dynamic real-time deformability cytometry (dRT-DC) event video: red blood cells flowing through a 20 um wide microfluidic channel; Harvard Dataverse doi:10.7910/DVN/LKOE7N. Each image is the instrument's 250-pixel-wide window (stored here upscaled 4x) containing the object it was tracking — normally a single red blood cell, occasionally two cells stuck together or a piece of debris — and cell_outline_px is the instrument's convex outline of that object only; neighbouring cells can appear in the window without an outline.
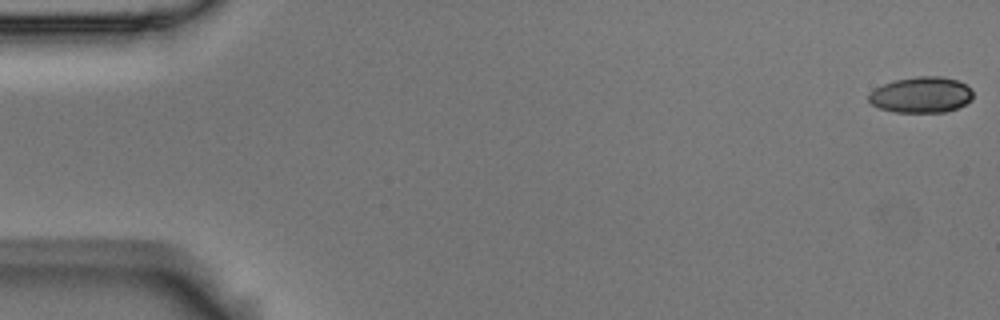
{"species": "Egyptian fruit bat (a non-hibernating species)", "species_latin": "Rousettus aegyptiacus", "temperature_condition": "room temperature", "stored_images_in_passage": 6, "camera_frame_rate_fps": 3000, "um_per_image_px": 0.085, "animal": {"sex": "male"}, "frame": {"image": 1, "passage_image": 1, "time_ms": 0.0, "image_size_px": [1000, 320], "cell_outline_px": [[972, 100], [956, 108], [944, 112], [896, 112], [880, 108], [872, 104], [868, 100], [868, 92], [884, 84], [896, 80], [916, 76], [940, 76], [956, 80], [964, 84], [972, 92]], "centroid_in_image_um": [78.27, 8.06], "position_along_channel_um": 6.7, "area_um2": 21.62}}
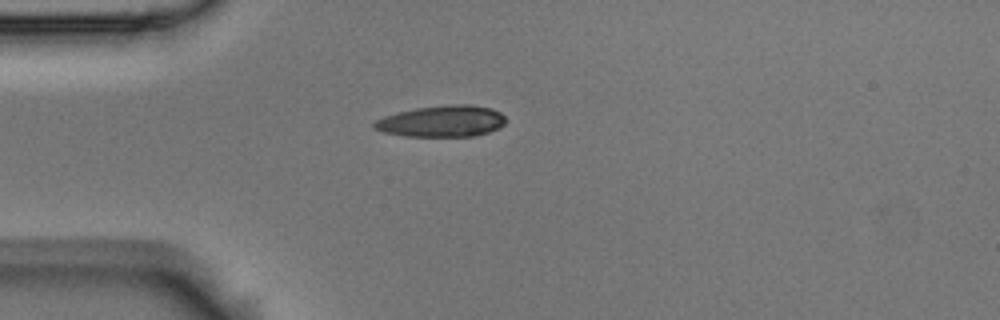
{"frame": {"image": 2, "passage_image": 5, "time_ms": 1.333, "image_size_px": [1000, 320], "cell_outline_px": [[504, 124], [488, 132], [476, 136], [404, 136], [384, 132], [372, 128], [372, 124], [376, 120], [384, 116], [396, 112], [416, 108], [452, 104], [472, 104], [492, 108], [500, 112], [504, 116]], "centroid_in_image_um": [37.53, 10.29], "position_along_channel_um": 47.5, "area_um2": 24.1}}